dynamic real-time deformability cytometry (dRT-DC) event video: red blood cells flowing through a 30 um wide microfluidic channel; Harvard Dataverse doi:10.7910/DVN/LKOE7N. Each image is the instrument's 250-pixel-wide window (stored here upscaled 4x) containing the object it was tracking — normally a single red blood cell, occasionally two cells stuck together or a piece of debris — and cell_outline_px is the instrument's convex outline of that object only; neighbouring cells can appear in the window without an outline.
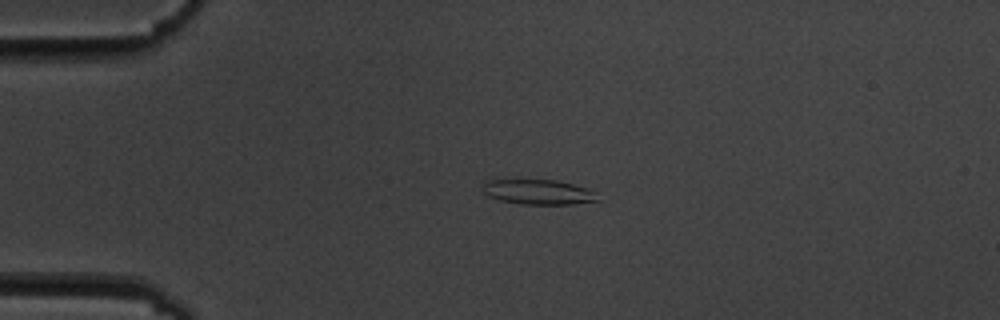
{"species": "common noctule bat (a hibernating species)", "species_latin": "Nyctalus noctula", "temperature_condition": "cold", "stored_images_in_passage": 4, "camera_frame_rate_fps": 3000, "um_per_image_px": 0.085, "animal": {"sex": "male", "body_mass_g": 19.5, "forearm_length_mm": 54.6}, "frame": {"image": 1, "passage_image": 3, "time_ms": 3.0, "image_size_px": [1000, 320], "cell_outline_px": [[600, 200], [572, 204], [520, 204], [500, 200], [488, 196], [480, 188], [484, 180], [556, 180], [572, 184], [596, 192]], "centroid_in_image_um": [45.71, 16.32], "position_along_channel_um": 39.3, "area_um2": 16.7}}